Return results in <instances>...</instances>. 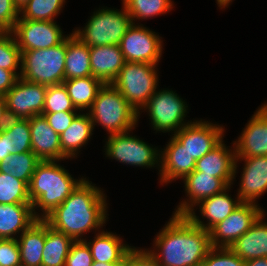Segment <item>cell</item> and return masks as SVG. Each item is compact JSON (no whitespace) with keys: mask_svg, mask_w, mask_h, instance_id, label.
I'll list each match as a JSON object with an SVG mask.
<instances>
[{"mask_svg":"<svg viewBox=\"0 0 267 266\" xmlns=\"http://www.w3.org/2000/svg\"><path fill=\"white\" fill-rule=\"evenodd\" d=\"M88 179H85L78 187L57 206L44 220L54 230L70 236L75 241L84 240L86 233L105 226L108 221L107 196L101 189Z\"/></svg>","mask_w":267,"mask_h":266,"instance_id":"cell-1","label":"cell"},{"mask_svg":"<svg viewBox=\"0 0 267 266\" xmlns=\"http://www.w3.org/2000/svg\"><path fill=\"white\" fill-rule=\"evenodd\" d=\"M146 250L159 266H201L211 248L209 231L196 226L186 215L169 219Z\"/></svg>","mask_w":267,"mask_h":266,"instance_id":"cell-2","label":"cell"},{"mask_svg":"<svg viewBox=\"0 0 267 266\" xmlns=\"http://www.w3.org/2000/svg\"><path fill=\"white\" fill-rule=\"evenodd\" d=\"M58 160L40 161L29 184V198L33 213L44 219L85 179H75ZM39 208V209H38ZM38 210V212H36Z\"/></svg>","mask_w":267,"mask_h":266,"instance_id":"cell-3","label":"cell"},{"mask_svg":"<svg viewBox=\"0 0 267 266\" xmlns=\"http://www.w3.org/2000/svg\"><path fill=\"white\" fill-rule=\"evenodd\" d=\"M87 112L93 128L101 125L109 135L134 130L139 121L138 113L112 84L103 85Z\"/></svg>","mask_w":267,"mask_h":266,"instance_id":"cell-4","label":"cell"},{"mask_svg":"<svg viewBox=\"0 0 267 266\" xmlns=\"http://www.w3.org/2000/svg\"><path fill=\"white\" fill-rule=\"evenodd\" d=\"M101 8L93 12L84 28L76 27L73 33L88 47L119 45L133 24L131 16L123 4L120 11L116 8Z\"/></svg>","mask_w":267,"mask_h":266,"instance_id":"cell-5","label":"cell"},{"mask_svg":"<svg viewBox=\"0 0 267 266\" xmlns=\"http://www.w3.org/2000/svg\"><path fill=\"white\" fill-rule=\"evenodd\" d=\"M66 38L54 47L21 51L20 77L29 82L57 85L64 82Z\"/></svg>","mask_w":267,"mask_h":266,"instance_id":"cell-6","label":"cell"},{"mask_svg":"<svg viewBox=\"0 0 267 266\" xmlns=\"http://www.w3.org/2000/svg\"><path fill=\"white\" fill-rule=\"evenodd\" d=\"M158 66L151 63L128 62L124 64L111 83L140 113L159 86Z\"/></svg>","mask_w":267,"mask_h":266,"instance_id":"cell-7","label":"cell"},{"mask_svg":"<svg viewBox=\"0 0 267 266\" xmlns=\"http://www.w3.org/2000/svg\"><path fill=\"white\" fill-rule=\"evenodd\" d=\"M141 113L146 111L151 122L152 129L157 133L170 132L174 135L182 127L192 123V120L186 122L188 106L185 100L181 98L172 89H158L149 98L147 104L141 109Z\"/></svg>","mask_w":267,"mask_h":266,"instance_id":"cell-8","label":"cell"},{"mask_svg":"<svg viewBox=\"0 0 267 266\" xmlns=\"http://www.w3.org/2000/svg\"><path fill=\"white\" fill-rule=\"evenodd\" d=\"M132 130L108 135L104 152L108 159L136 167L154 168L160 170V149L132 136Z\"/></svg>","mask_w":267,"mask_h":266,"instance_id":"cell-9","label":"cell"},{"mask_svg":"<svg viewBox=\"0 0 267 266\" xmlns=\"http://www.w3.org/2000/svg\"><path fill=\"white\" fill-rule=\"evenodd\" d=\"M128 62L159 64L163 51V40L155 31L143 24L133 23L119 44Z\"/></svg>","mask_w":267,"mask_h":266,"instance_id":"cell-10","label":"cell"},{"mask_svg":"<svg viewBox=\"0 0 267 266\" xmlns=\"http://www.w3.org/2000/svg\"><path fill=\"white\" fill-rule=\"evenodd\" d=\"M264 212L265 210L259 205L241 203L228 217L209 231L211 247L230 248Z\"/></svg>","mask_w":267,"mask_h":266,"instance_id":"cell-11","label":"cell"},{"mask_svg":"<svg viewBox=\"0 0 267 266\" xmlns=\"http://www.w3.org/2000/svg\"><path fill=\"white\" fill-rule=\"evenodd\" d=\"M47 86L18 77L4 95L9 118L30 119L43 113Z\"/></svg>","mask_w":267,"mask_h":266,"instance_id":"cell-12","label":"cell"},{"mask_svg":"<svg viewBox=\"0 0 267 266\" xmlns=\"http://www.w3.org/2000/svg\"><path fill=\"white\" fill-rule=\"evenodd\" d=\"M11 32L21 51L54 47L68 36L56 21L18 20Z\"/></svg>","mask_w":267,"mask_h":266,"instance_id":"cell-13","label":"cell"},{"mask_svg":"<svg viewBox=\"0 0 267 266\" xmlns=\"http://www.w3.org/2000/svg\"><path fill=\"white\" fill-rule=\"evenodd\" d=\"M223 125L210 121L194 120L182 127L173 136L185 147L191 157L197 161L215 148L225 137Z\"/></svg>","mask_w":267,"mask_h":266,"instance_id":"cell-14","label":"cell"},{"mask_svg":"<svg viewBox=\"0 0 267 266\" xmlns=\"http://www.w3.org/2000/svg\"><path fill=\"white\" fill-rule=\"evenodd\" d=\"M239 161H244L237 196L241 203L258 204L257 199L267 192V156L236 158L234 175Z\"/></svg>","mask_w":267,"mask_h":266,"instance_id":"cell-15","label":"cell"},{"mask_svg":"<svg viewBox=\"0 0 267 266\" xmlns=\"http://www.w3.org/2000/svg\"><path fill=\"white\" fill-rule=\"evenodd\" d=\"M236 158L267 156V103L259 106L234 141Z\"/></svg>","mask_w":267,"mask_h":266,"instance_id":"cell-16","label":"cell"},{"mask_svg":"<svg viewBox=\"0 0 267 266\" xmlns=\"http://www.w3.org/2000/svg\"><path fill=\"white\" fill-rule=\"evenodd\" d=\"M182 180L185 196H187L174 209L173 214L175 215H186L200 201L219 194L229 187L222 179L195 170Z\"/></svg>","mask_w":267,"mask_h":266,"instance_id":"cell-17","label":"cell"},{"mask_svg":"<svg viewBox=\"0 0 267 266\" xmlns=\"http://www.w3.org/2000/svg\"><path fill=\"white\" fill-rule=\"evenodd\" d=\"M231 187L232 186H229L223 192L200 201L189 213L186 214V216L196 226L201 227L206 231H210L215 225L228 217L241 204L237 195L235 199L229 195ZM198 207L199 212L201 213L199 215L202 217H199L195 213ZM201 218L206 219L207 221L204 222Z\"/></svg>","mask_w":267,"mask_h":266,"instance_id":"cell-18","label":"cell"},{"mask_svg":"<svg viewBox=\"0 0 267 266\" xmlns=\"http://www.w3.org/2000/svg\"><path fill=\"white\" fill-rule=\"evenodd\" d=\"M163 149H160L159 181L163 184L183 179L195 170L196 161L185 147L172 135Z\"/></svg>","mask_w":267,"mask_h":266,"instance_id":"cell-19","label":"cell"},{"mask_svg":"<svg viewBox=\"0 0 267 266\" xmlns=\"http://www.w3.org/2000/svg\"><path fill=\"white\" fill-rule=\"evenodd\" d=\"M32 152L41 160H66L61 151L60 137L48 124L44 115L29 119Z\"/></svg>","mask_w":267,"mask_h":266,"instance_id":"cell-20","label":"cell"},{"mask_svg":"<svg viewBox=\"0 0 267 266\" xmlns=\"http://www.w3.org/2000/svg\"><path fill=\"white\" fill-rule=\"evenodd\" d=\"M229 148L222 140L215 148L196 161L195 171L222 179L228 186H232L236 179L234 175L235 145Z\"/></svg>","mask_w":267,"mask_h":266,"instance_id":"cell-21","label":"cell"},{"mask_svg":"<svg viewBox=\"0 0 267 266\" xmlns=\"http://www.w3.org/2000/svg\"><path fill=\"white\" fill-rule=\"evenodd\" d=\"M89 54L92 76L104 84H111L126 63L119 45L89 47Z\"/></svg>","mask_w":267,"mask_h":266,"instance_id":"cell-22","label":"cell"},{"mask_svg":"<svg viewBox=\"0 0 267 266\" xmlns=\"http://www.w3.org/2000/svg\"><path fill=\"white\" fill-rule=\"evenodd\" d=\"M89 247L93 261L101 263H123L128 252L134 247L124 244L116 233L101 231L95 233L93 240H83Z\"/></svg>","mask_w":267,"mask_h":266,"instance_id":"cell-23","label":"cell"},{"mask_svg":"<svg viewBox=\"0 0 267 266\" xmlns=\"http://www.w3.org/2000/svg\"><path fill=\"white\" fill-rule=\"evenodd\" d=\"M265 215V212L262 213L251 228L230 247L244 262L267 257V222L264 219Z\"/></svg>","mask_w":267,"mask_h":266,"instance_id":"cell-24","label":"cell"},{"mask_svg":"<svg viewBox=\"0 0 267 266\" xmlns=\"http://www.w3.org/2000/svg\"><path fill=\"white\" fill-rule=\"evenodd\" d=\"M37 220L32 204H0V239L17 240Z\"/></svg>","mask_w":267,"mask_h":266,"instance_id":"cell-25","label":"cell"},{"mask_svg":"<svg viewBox=\"0 0 267 266\" xmlns=\"http://www.w3.org/2000/svg\"><path fill=\"white\" fill-rule=\"evenodd\" d=\"M85 113H78L70 126L59 135L61 151L68 159L77 158L80 149L88 144L93 135V123L88 112Z\"/></svg>","mask_w":267,"mask_h":266,"instance_id":"cell-26","label":"cell"},{"mask_svg":"<svg viewBox=\"0 0 267 266\" xmlns=\"http://www.w3.org/2000/svg\"><path fill=\"white\" fill-rule=\"evenodd\" d=\"M45 241L46 221L38 219L17 238L21 266H42Z\"/></svg>","mask_w":267,"mask_h":266,"instance_id":"cell-27","label":"cell"},{"mask_svg":"<svg viewBox=\"0 0 267 266\" xmlns=\"http://www.w3.org/2000/svg\"><path fill=\"white\" fill-rule=\"evenodd\" d=\"M92 76L89 47L73 32L66 37L64 80Z\"/></svg>","mask_w":267,"mask_h":266,"instance_id":"cell-28","label":"cell"},{"mask_svg":"<svg viewBox=\"0 0 267 266\" xmlns=\"http://www.w3.org/2000/svg\"><path fill=\"white\" fill-rule=\"evenodd\" d=\"M63 84L73 105L81 112L88 111L92 107L99 90L104 85L101 80L93 76L64 80Z\"/></svg>","mask_w":267,"mask_h":266,"instance_id":"cell-29","label":"cell"},{"mask_svg":"<svg viewBox=\"0 0 267 266\" xmlns=\"http://www.w3.org/2000/svg\"><path fill=\"white\" fill-rule=\"evenodd\" d=\"M73 238L54 230L46 222V241L42 253V266H64Z\"/></svg>","mask_w":267,"mask_h":266,"instance_id":"cell-30","label":"cell"},{"mask_svg":"<svg viewBox=\"0 0 267 266\" xmlns=\"http://www.w3.org/2000/svg\"><path fill=\"white\" fill-rule=\"evenodd\" d=\"M40 161L32 151L15 153L0 161V172L11 174L29 186L35 168Z\"/></svg>","mask_w":267,"mask_h":266,"instance_id":"cell-31","label":"cell"},{"mask_svg":"<svg viewBox=\"0 0 267 266\" xmlns=\"http://www.w3.org/2000/svg\"><path fill=\"white\" fill-rule=\"evenodd\" d=\"M121 4L131 16L132 23L161 16L174 8L172 0H122Z\"/></svg>","mask_w":267,"mask_h":266,"instance_id":"cell-32","label":"cell"},{"mask_svg":"<svg viewBox=\"0 0 267 266\" xmlns=\"http://www.w3.org/2000/svg\"><path fill=\"white\" fill-rule=\"evenodd\" d=\"M66 0H29L19 10V20L55 21Z\"/></svg>","mask_w":267,"mask_h":266,"instance_id":"cell-33","label":"cell"},{"mask_svg":"<svg viewBox=\"0 0 267 266\" xmlns=\"http://www.w3.org/2000/svg\"><path fill=\"white\" fill-rule=\"evenodd\" d=\"M0 204H31L29 186L11 174L0 172Z\"/></svg>","mask_w":267,"mask_h":266,"instance_id":"cell-34","label":"cell"},{"mask_svg":"<svg viewBox=\"0 0 267 266\" xmlns=\"http://www.w3.org/2000/svg\"><path fill=\"white\" fill-rule=\"evenodd\" d=\"M13 147V154L32 151L29 119L9 118L2 128Z\"/></svg>","mask_w":267,"mask_h":266,"instance_id":"cell-35","label":"cell"},{"mask_svg":"<svg viewBox=\"0 0 267 266\" xmlns=\"http://www.w3.org/2000/svg\"><path fill=\"white\" fill-rule=\"evenodd\" d=\"M0 68L10 70L20 77L21 50L12 32L0 33Z\"/></svg>","mask_w":267,"mask_h":266,"instance_id":"cell-36","label":"cell"},{"mask_svg":"<svg viewBox=\"0 0 267 266\" xmlns=\"http://www.w3.org/2000/svg\"><path fill=\"white\" fill-rule=\"evenodd\" d=\"M78 112L64 84L47 86L43 113Z\"/></svg>","mask_w":267,"mask_h":266,"instance_id":"cell-37","label":"cell"},{"mask_svg":"<svg viewBox=\"0 0 267 266\" xmlns=\"http://www.w3.org/2000/svg\"><path fill=\"white\" fill-rule=\"evenodd\" d=\"M201 266H245V262L230 248L211 247Z\"/></svg>","mask_w":267,"mask_h":266,"instance_id":"cell-38","label":"cell"},{"mask_svg":"<svg viewBox=\"0 0 267 266\" xmlns=\"http://www.w3.org/2000/svg\"><path fill=\"white\" fill-rule=\"evenodd\" d=\"M93 257L88 245L83 241H75L65 260L64 266H91Z\"/></svg>","mask_w":267,"mask_h":266,"instance_id":"cell-39","label":"cell"},{"mask_svg":"<svg viewBox=\"0 0 267 266\" xmlns=\"http://www.w3.org/2000/svg\"><path fill=\"white\" fill-rule=\"evenodd\" d=\"M0 266H21L20 249L16 239H0Z\"/></svg>","mask_w":267,"mask_h":266,"instance_id":"cell-40","label":"cell"},{"mask_svg":"<svg viewBox=\"0 0 267 266\" xmlns=\"http://www.w3.org/2000/svg\"><path fill=\"white\" fill-rule=\"evenodd\" d=\"M19 20V9L13 0H0V30L11 32Z\"/></svg>","mask_w":267,"mask_h":266,"instance_id":"cell-41","label":"cell"},{"mask_svg":"<svg viewBox=\"0 0 267 266\" xmlns=\"http://www.w3.org/2000/svg\"><path fill=\"white\" fill-rule=\"evenodd\" d=\"M79 112H55V113H42L46 118L50 127L57 133H63L72 123L74 118Z\"/></svg>","mask_w":267,"mask_h":266,"instance_id":"cell-42","label":"cell"},{"mask_svg":"<svg viewBox=\"0 0 267 266\" xmlns=\"http://www.w3.org/2000/svg\"><path fill=\"white\" fill-rule=\"evenodd\" d=\"M131 266H159L155 258L146 250V248L131 249Z\"/></svg>","mask_w":267,"mask_h":266,"instance_id":"cell-43","label":"cell"},{"mask_svg":"<svg viewBox=\"0 0 267 266\" xmlns=\"http://www.w3.org/2000/svg\"><path fill=\"white\" fill-rule=\"evenodd\" d=\"M18 77L10 70L0 68V95H5L15 84Z\"/></svg>","mask_w":267,"mask_h":266,"instance_id":"cell-44","label":"cell"},{"mask_svg":"<svg viewBox=\"0 0 267 266\" xmlns=\"http://www.w3.org/2000/svg\"><path fill=\"white\" fill-rule=\"evenodd\" d=\"M13 154V147L10 146L8 136L1 129L0 130V161L8 155Z\"/></svg>","mask_w":267,"mask_h":266,"instance_id":"cell-45","label":"cell"},{"mask_svg":"<svg viewBox=\"0 0 267 266\" xmlns=\"http://www.w3.org/2000/svg\"><path fill=\"white\" fill-rule=\"evenodd\" d=\"M9 116L7 112L6 102L3 95H0V130L8 122Z\"/></svg>","mask_w":267,"mask_h":266,"instance_id":"cell-46","label":"cell"},{"mask_svg":"<svg viewBox=\"0 0 267 266\" xmlns=\"http://www.w3.org/2000/svg\"><path fill=\"white\" fill-rule=\"evenodd\" d=\"M245 266H267V257H261L246 261Z\"/></svg>","mask_w":267,"mask_h":266,"instance_id":"cell-47","label":"cell"},{"mask_svg":"<svg viewBox=\"0 0 267 266\" xmlns=\"http://www.w3.org/2000/svg\"><path fill=\"white\" fill-rule=\"evenodd\" d=\"M233 0H216L217 5L220 9H224L226 7H229V5L232 3Z\"/></svg>","mask_w":267,"mask_h":266,"instance_id":"cell-48","label":"cell"},{"mask_svg":"<svg viewBox=\"0 0 267 266\" xmlns=\"http://www.w3.org/2000/svg\"><path fill=\"white\" fill-rule=\"evenodd\" d=\"M122 263H101L97 261H93L91 266H119Z\"/></svg>","mask_w":267,"mask_h":266,"instance_id":"cell-49","label":"cell"},{"mask_svg":"<svg viewBox=\"0 0 267 266\" xmlns=\"http://www.w3.org/2000/svg\"><path fill=\"white\" fill-rule=\"evenodd\" d=\"M29 0H13L15 6L20 10Z\"/></svg>","mask_w":267,"mask_h":266,"instance_id":"cell-50","label":"cell"},{"mask_svg":"<svg viewBox=\"0 0 267 266\" xmlns=\"http://www.w3.org/2000/svg\"><path fill=\"white\" fill-rule=\"evenodd\" d=\"M119 266H131V250L128 252L125 261Z\"/></svg>","mask_w":267,"mask_h":266,"instance_id":"cell-51","label":"cell"}]
</instances>
